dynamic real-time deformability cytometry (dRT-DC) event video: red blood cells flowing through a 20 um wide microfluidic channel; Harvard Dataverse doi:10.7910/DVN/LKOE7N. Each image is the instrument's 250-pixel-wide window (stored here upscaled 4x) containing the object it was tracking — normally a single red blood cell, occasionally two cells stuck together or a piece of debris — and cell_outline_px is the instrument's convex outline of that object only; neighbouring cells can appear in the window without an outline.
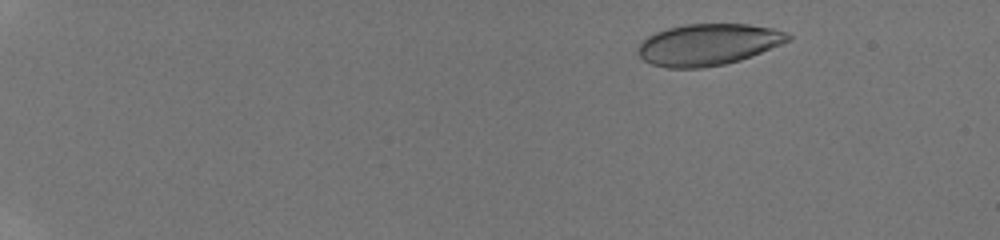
{"species": "human", "species_latin": "Homo sapiens", "temperature_condition": "room temperature", "stored_images_in_passage": 51, "camera_frame_rate_fps": 3000, "um_per_image_px": 0.085, "donor": {"sex": "male"}, "frame": {"image": 1, "passage_image": 7, "time_ms": 2.0, "image_size_px": [1000, 240], "cell_outline_px": [[792, 40], [740, 60], [724, 64], [700, 68], [668, 68], [652, 64], [644, 60], [636, 52], [636, 48], [648, 36], [656, 32], [668, 28], [684, 24], [748, 24], [772, 28], [784, 32], [792, 36]], "centroid_in_image_um": [60.18, 3.78], "position_along_channel_um": 24.8, "area_um2": 36.18}}
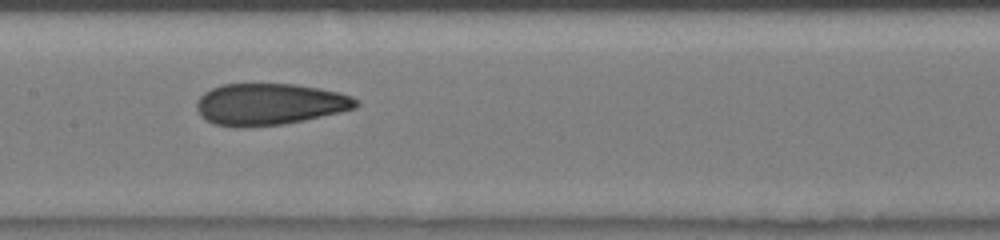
{"frame": {"image": 2, "passage_image": 29, "time_ms": 9.333, "image_size_px": [1000, 240], "cell_outline_px": [[360, 104], [356, 108], [340, 112], [304, 120], [284, 124], [244, 128], [236, 128], [212, 124], [204, 120], [200, 116], [196, 108], [196, 100], [204, 92], [212, 88], [224, 84], [296, 84], [320, 88], [340, 92], [352, 96], [360, 100]], "centroid_in_image_um": [22.9, 8.87], "position_along_channel_um": 184.5, "area_um2": 39.3}}
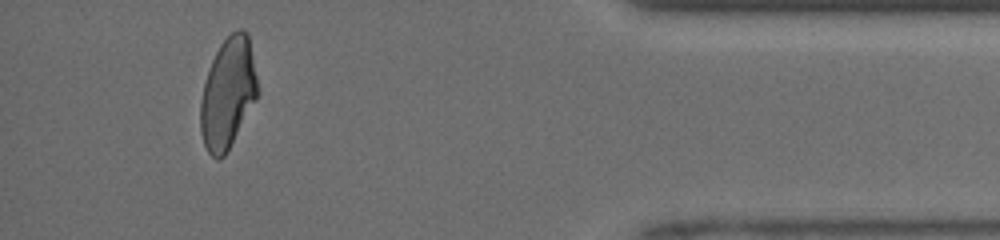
{"frame": {"image": 3, "passage_image": 48, "time_ms": 15.667, "image_size_px": [1000, 240], "cell_outline_px": [[260, 92], [256, 100], [224, 156], [220, 160], [216, 160], [208, 152], [204, 144], [200, 132], [200, 104], [204, 84], [212, 60], [220, 44], [236, 28], [244, 28], [248, 32]], "centroid_in_image_um": [19.39, 7.9], "position_along_channel_um": 415.8, "area_um2": 36.93}, "authors_computed_cell_mechanics": {"area_um2": 37.8012, "velocity_mm_per_s": 4.2343, "shape_relaxation_time_tau1_ms": 7.8532, "shape_relaxation_time_tau2_ms": 1.0197, "deformation_change_tau1": 0.227, "deformation_change_tau2": 0.0703}}